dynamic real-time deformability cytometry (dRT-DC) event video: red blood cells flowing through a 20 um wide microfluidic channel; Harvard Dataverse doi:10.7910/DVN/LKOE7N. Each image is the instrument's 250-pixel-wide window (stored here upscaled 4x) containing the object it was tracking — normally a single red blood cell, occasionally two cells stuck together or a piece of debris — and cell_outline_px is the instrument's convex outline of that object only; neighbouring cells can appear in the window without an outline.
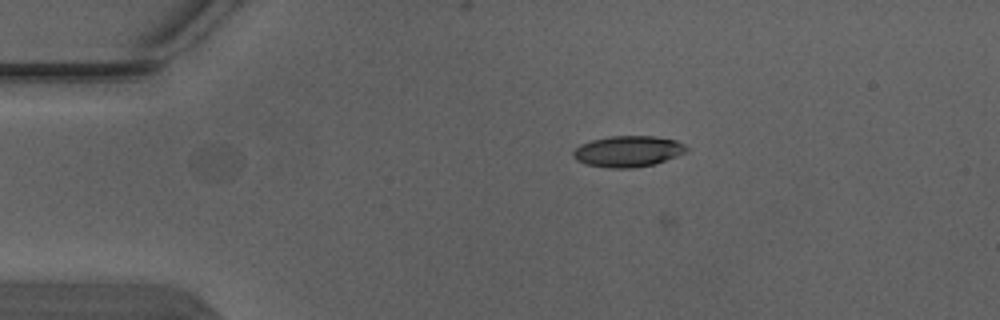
{"species": "Egyptian fruit bat (a non-hibernating species)", "species_latin": "Rousettus aegyptiacus", "temperature_condition": "warm", "stored_images_in_passage": 6, "camera_frame_rate_fps": 3000, "um_per_image_px": 0.085, "animal": {"sex": "male"}, "frame": {"image": 1, "passage_image": 4, "time_ms": 1.0, "image_size_px": [1000, 320], "cell_outline_px": [[688, 148], [684, 152], [676, 156], [652, 164], [632, 168], [612, 168], [584, 164], [576, 160], [572, 156], [572, 152], [580, 144], [592, 140], [612, 136], [656, 136], [676, 140], [684, 144]], "centroid_in_image_um": [53.34, 12.86], "position_along_channel_um": 31.7, "area_um2": 20.35}}